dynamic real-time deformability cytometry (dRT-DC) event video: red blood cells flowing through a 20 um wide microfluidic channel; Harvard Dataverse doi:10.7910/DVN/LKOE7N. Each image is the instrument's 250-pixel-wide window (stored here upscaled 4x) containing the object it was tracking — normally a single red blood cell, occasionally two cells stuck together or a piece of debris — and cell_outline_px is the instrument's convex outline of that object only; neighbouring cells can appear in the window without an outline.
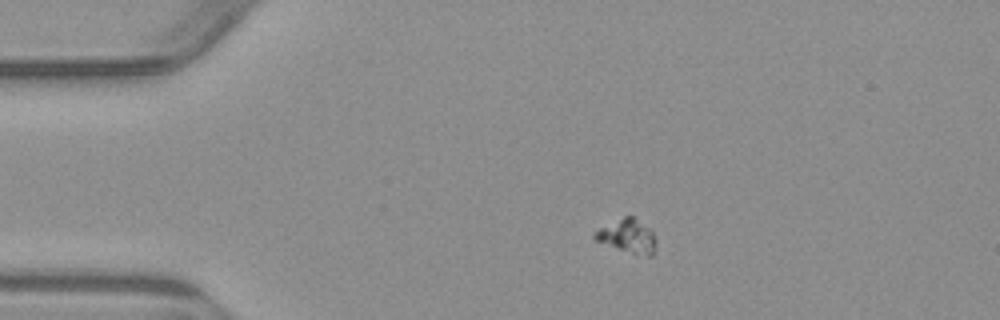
{"species": "common noctule bat (a hibernating species)", "species_latin": "Nyctalus noctula", "temperature_condition": "warm", "stored_images_in_passage": 3, "camera_frame_rate_fps": 3000, "um_per_image_px": 0.085, "animal": {"sex": "male", "body_mass_g": 23.1, "forearm_length_mm": 52.7}, "frame": {"image": 1, "passage_image": 1, "time_ms": 0.0, "image_size_px": [1000, 320], "cell_outline_px": [[652, 256], [636, 256], [596, 240], [592, 236], [600, 228], [624, 216], [632, 216], [652, 228]], "centroid_in_image_um": [53.33, 20.07], "position_along_channel_um": 31.7, "area_um2": 11.68}}
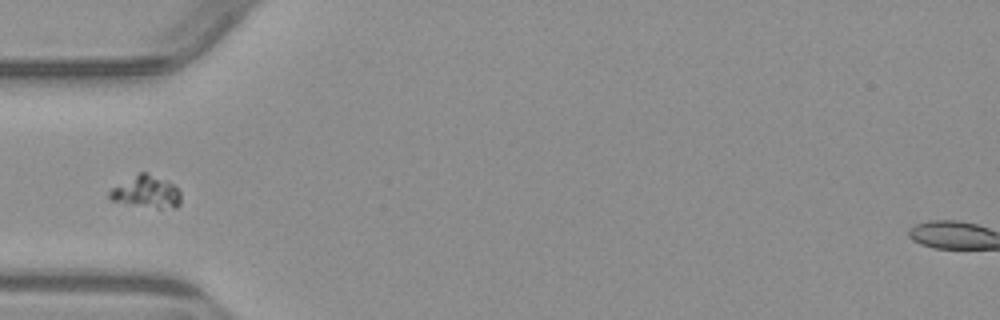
{"frame": {"image": 2, "passage_image": 3, "time_ms": 2.333, "image_size_px": [1000, 320], "cell_outline_px": [[180, 204], [176, 208], [156, 208], [108, 200], [108, 192], [112, 188], [140, 172], [148, 172], [172, 184], [180, 192]], "centroid_in_image_um": [12.43, 16.32], "position_along_channel_um": 72.6, "area_um2": 13.18}}